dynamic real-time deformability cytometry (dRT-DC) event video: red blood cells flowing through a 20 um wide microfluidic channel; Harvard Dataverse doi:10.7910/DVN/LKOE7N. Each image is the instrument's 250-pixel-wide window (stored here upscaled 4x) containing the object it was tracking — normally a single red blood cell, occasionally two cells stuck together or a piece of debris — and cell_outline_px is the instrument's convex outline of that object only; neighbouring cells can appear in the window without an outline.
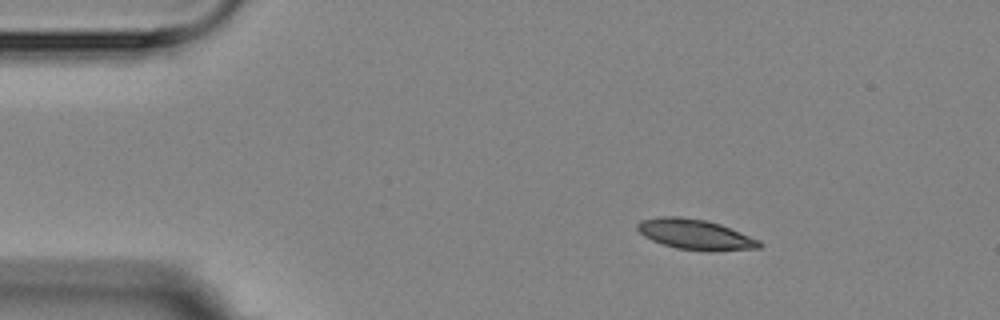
{"species": "Egyptian fruit bat (a non-hibernating species)", "species_latin": "Rousettus aegyptiacus", "temperature_condition": "room temperature", "stored_images_in_passage": 4, "camera_frame_rate_fps": 3000, "um_per_image_px": 0.085, "animal": {"sex": "female"}, "frame": {"image": 1, "passage_image": 2, "time_ms": 1.0, "image_size_px": [1000, 320], "cell_outline_px": [[764, 244], [760, 248], [712, 252], [676, 248], [652, 240], [644, 236], [636, 228], [636, 224], [640, 220], [660, 216], [680, 216], [704, 220], [720, 224], [760, 240]], "centroid_in_image_um": [59.11, 19.93], "position_along_channel_um": 25.9, "area_um2": 21.68}}